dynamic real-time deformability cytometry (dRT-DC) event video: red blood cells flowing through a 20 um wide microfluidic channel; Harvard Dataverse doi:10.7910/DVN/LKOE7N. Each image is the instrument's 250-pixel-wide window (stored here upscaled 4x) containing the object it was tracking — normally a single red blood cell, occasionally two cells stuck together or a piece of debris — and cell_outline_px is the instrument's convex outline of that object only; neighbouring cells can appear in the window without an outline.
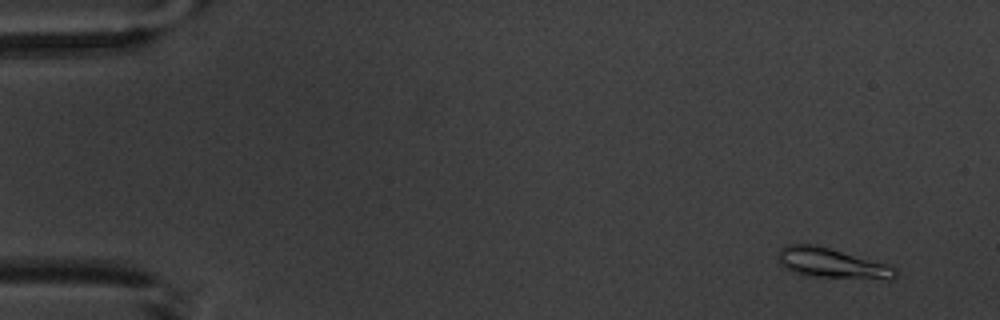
{"species": "common noctule bat (a hibernating species)", "species_latin": "Nyctalus noctula", "temperature_condition": "warm", "stored_images_in_passage": 5, "camera_frame_rate_fps": 3000, "um_per_image_px": 0.085, "animal": {"sex": "male", "body_mass_g": 20.1, "forearm_length_mm": 53.5}, "frame": {"image": 1, "passage_image": 2, "time_ms": 1.0, "image_size_px": [1000, 320], "cell_outline_px": [[900, 272], [892, 280], [888, 280], [816, 276], [792, 272], [784, 268], [780, 264], [776, 256], [776, 252], [780, 248], [788, 244], [816, 244], [884, 264], [896, 268]], "centroid_in_image_um": [70.67, 22.37], "position_along_channel_um": 14.3, "area_um2": 20.52}}